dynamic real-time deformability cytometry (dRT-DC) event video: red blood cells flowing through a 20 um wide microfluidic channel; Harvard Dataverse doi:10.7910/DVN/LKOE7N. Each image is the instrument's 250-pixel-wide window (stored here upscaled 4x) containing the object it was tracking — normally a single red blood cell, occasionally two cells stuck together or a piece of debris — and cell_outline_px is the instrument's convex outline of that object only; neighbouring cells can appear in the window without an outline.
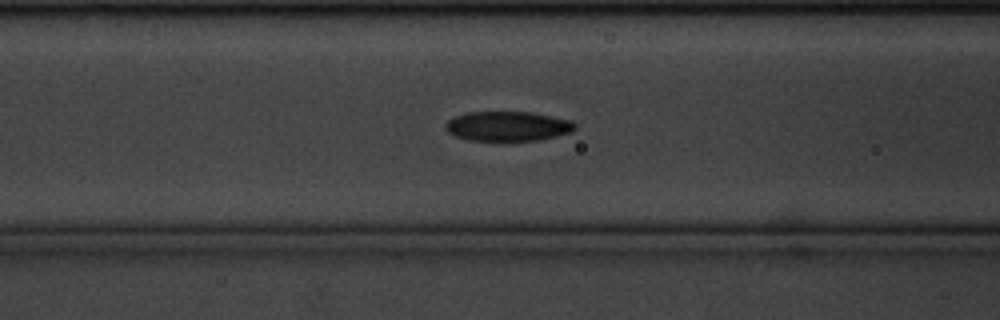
{"species": "common noctule bat (a hibernating species)", "species_latin": "Nyctalus noctula", "temperature_condition": "cold", "stored_images_in_passage": 43, "camera_frame_rate_fps": 3000, "um_per_image_px": 0.085, "animal": {"sex": "male", "body_mass_g": 20.1, "forearm_length_mm": 53.5}, "frame": {"image": 1, "passage_image": 11, "time_ms": 3.333, "image_size_px": [1000, 320], "cell_outline_px": [[576, 128], [572, 132], [540, 140], [468, 140], [456, 136], [448, 132], [444, 128], [444, 124], [448, 120], [456, 116], [468, 112], [532, 112], [572, 120], [576, 124]], "centroid_in_image_um": [43.18, 10.72], "position_along_channel_um": 123.4, "area_um2": 22.43}}
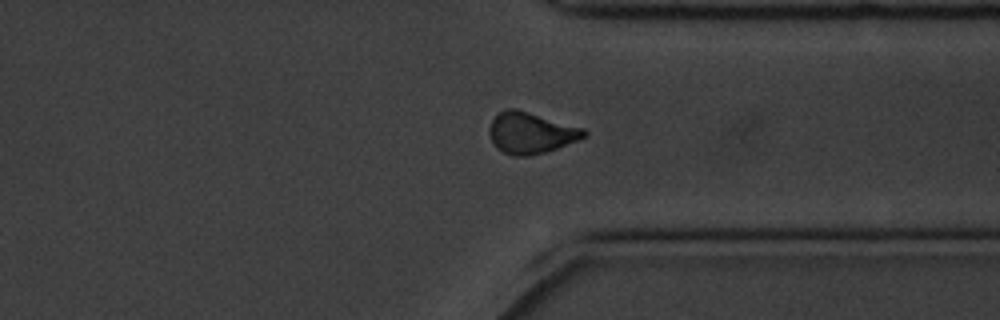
{"frame": {"image": 2, "passage_image": 32, "time_ms": 10.333, "image_size_px": [1000, 320], "cell_outline_px": [[588, 136], [556, 148], [544, 152], [528, 156], [512, 156], [496, 148], [488, 132], [492, 120], [504, 108], [516, 108], [584, 128], [588, 132]], "centroid_in_image_um": [45.12, 11.29], "position_along_channel_um": 366.3, "area_um2": 22.72}}
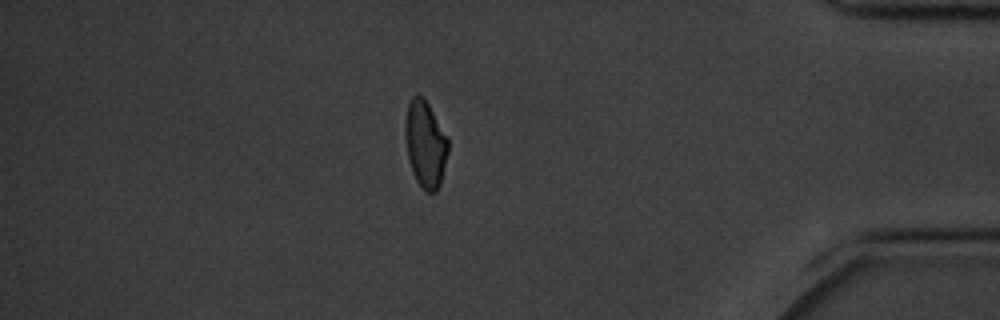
{"frame": {"image": 3, "passage_image": 38, "time_ms": 12.333, "image_size_px": [1000, 320], "cell_outline_px": [[448, 152], [440, 184], [436, 192], [428, 192], [416, 180], [412, 172], [408, 156], [404, 132], [404, 120], [408, 104], [412, 96], [416, 92], [428, 104], [448, 140]], "centroid_in_image_um": [36.13, 12.23], "position_along_channel_um": 399.1, "area_um2": 21.39}}